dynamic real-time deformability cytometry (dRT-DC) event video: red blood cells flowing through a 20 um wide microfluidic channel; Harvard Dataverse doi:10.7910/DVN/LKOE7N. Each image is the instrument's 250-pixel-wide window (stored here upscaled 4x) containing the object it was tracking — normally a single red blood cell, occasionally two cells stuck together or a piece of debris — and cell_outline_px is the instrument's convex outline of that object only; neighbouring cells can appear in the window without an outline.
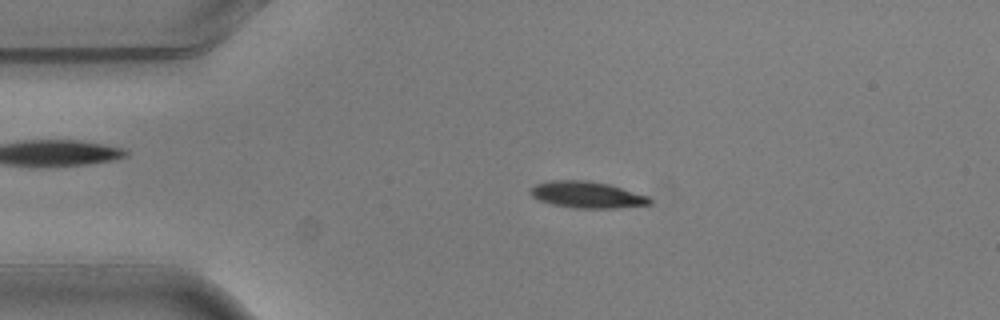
{"species": "common noctule bat (a hibernating species)", "species_latin": "Nyctalus noctula", "temperature_condition": "warm", "stored_images_in_passage": 3, "camera_frame_rate_fps": 3000, "um_per_image_px": 0.085, "animal": {"sex": "male", "body_mass_g": 20.5, "forearm_length_mm": 52.5}, "frame": {"image": 1, "passage_image": 3, "time_ms": 0.667, "image_size_px": [1000, 320], "cell_outline_px": [[652, 204], [616, 208], [576, 208], [552, 204], [540, 200], [532, 196], [528, 192], [536, 184], [548, 180], [588, 180], [608, 184], [648, 196], [652, 200]], "centroid_in_image_um": [49.89, 16.55], "position_along_channel_um": 35.1, "area_um2": 18.38}}